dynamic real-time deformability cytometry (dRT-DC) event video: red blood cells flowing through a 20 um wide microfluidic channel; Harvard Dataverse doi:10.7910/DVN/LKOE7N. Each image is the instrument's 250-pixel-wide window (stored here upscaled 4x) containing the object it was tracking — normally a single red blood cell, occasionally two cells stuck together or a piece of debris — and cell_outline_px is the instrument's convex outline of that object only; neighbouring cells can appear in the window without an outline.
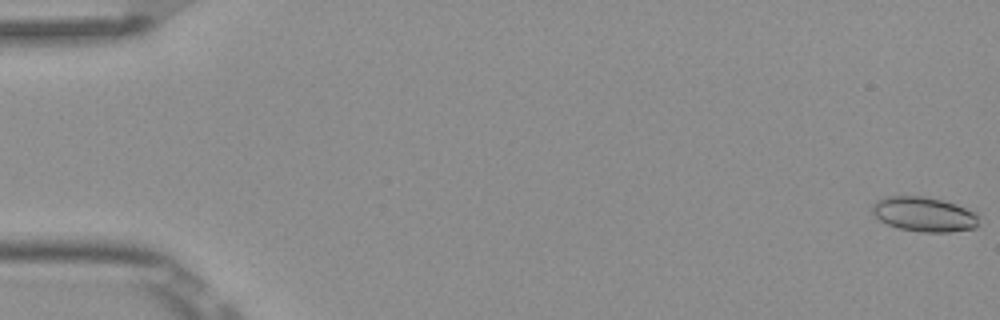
{"species": "Egyptian fruit bat (a non-hibernating species)", "species_latin": "Rousettus aegyptiacus", "temperature_condition": "room temperature", "stored_images_in_passage": 7, "camera_frame_rate_fps": 3000, "um_per_image_px": 0.085, "frame": {"image": 1, "passage_image": 1, "time_ms": 0.0, "image_size_px": [1000, 320], "cell_outline_px": [[980, 216], [976, 228], [948, 232], [920, 232], [900, 228], [888, 224], [880, 220], [872, 212], [872, 204], [876, 200], [888, 196], [924, 196], [956, 204], [976, 212]], "centroid_in_image_um": [78.56, 18.21], "position_along_channel_um": 6.4, "area_um2": 21.56}}
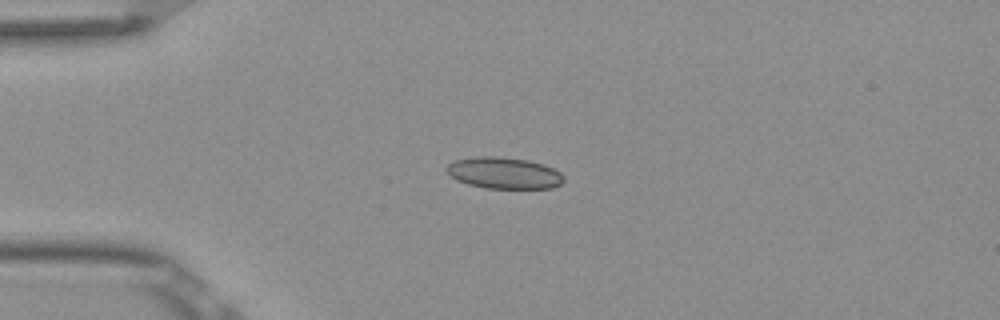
{"frame": {"image": 2, "passage_image": 5, "time_ms": 1.333, "image_size_px": [1000, 320], "cell_outline_px": [[564, 180], [560, 184], [552, 188], [488, 188], [468, 184], [456, 180], [448, 176], [444, 172], [444, 168], [452, 160], [476, 156], [496, 156], [528, 160], [544, 164], [560, 172], [564, 176]], "centroid_in_image_um": [42.77, 14.69], "position_along_channel_um": 42.2, "area_um2": 21.79}}
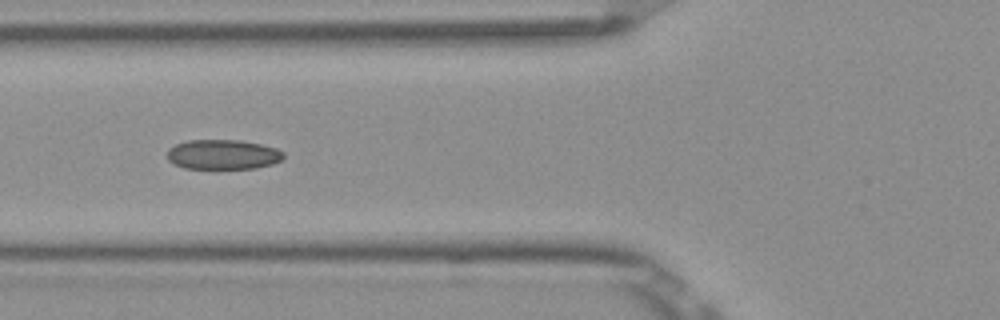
{"frame": {"image": 3, "passage_image": 7, "time_ms": 2.0, "image_size_px": [1000, 320], "cell_outline_px": [[284, 156], [280, 160], [272, 164], [256, 168], [184, 168], [168, 160], [168, 148], [176, 144], [188, 140], [240, 140], [260, 144], [276, 148], [284, 152]], "centroid_in_image_um": [18.95, 13.12], "position_along_channel_um": 106.8, "area_um2": 20.06}}